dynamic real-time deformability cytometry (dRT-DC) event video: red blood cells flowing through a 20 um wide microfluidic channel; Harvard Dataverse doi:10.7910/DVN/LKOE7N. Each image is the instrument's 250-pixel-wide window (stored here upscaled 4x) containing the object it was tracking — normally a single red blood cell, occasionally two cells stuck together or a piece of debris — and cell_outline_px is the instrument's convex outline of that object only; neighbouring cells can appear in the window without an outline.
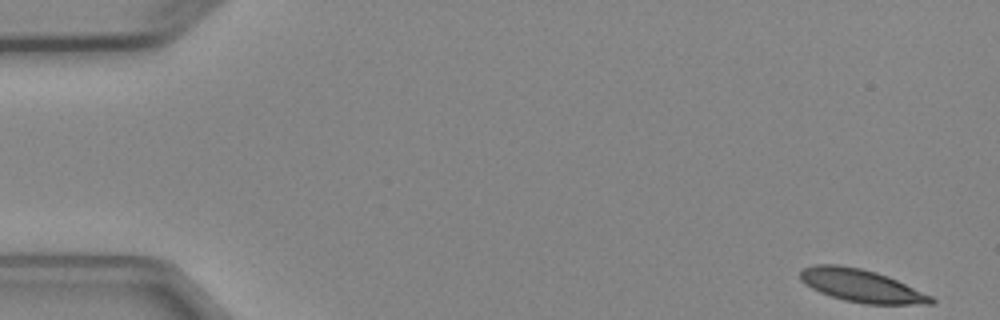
{"species": "Egyptian fruit bat (a non-hibernating species)", "species_latin": "Rousettus aegyptiacus", "temperature_condition": "cold", "stored_images_in_passage": 5, "camera_frame_rate_fps": 3000, "um_per_image_px": 0.085, "animal": {"sex": "female"}, "frame": {"image": 1, "passage_image": 1, "time_ms": 0.0, "image_size_px": [1000, 320], "cell_outline_px": [[936, 304], [864, 304], [844, 300], [820, 292], [804, 284], [800, 280], [800, 272], [804, 268], [816, 264], [840, 264], [860, 268], [876, 272], [888, 276], [932, 296], [936, 300]], "centroid_in_image_um": [73.22, 24.28], "position_along_channel_um": 11.8, "area_um2": 24.97}}
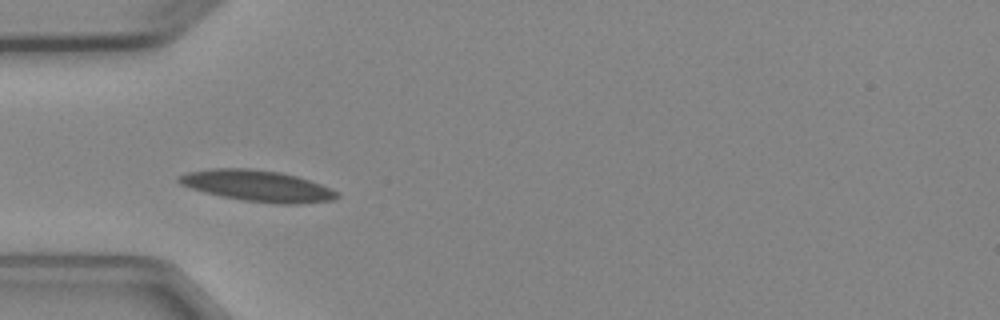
{"frame": {"image": 2, "passage_image": 4, "time_ms": 4.667, "image_size_px": [1000, 320], "cell_outline_px": [[340, 196], [332, 200], [296, 204], [280, 204], [244, 200], [220, 196], [204, 192], [180, 184], [176, 180], [176, 176], [188, 172], [212, 168], [248, 168], [280, 172], [296, 176], [320, 184], [340, 192]], "centroid_in_image_um": [21.87, 15.79], "position_along_channel_um": 63.1, "area_um2": 28.67}}